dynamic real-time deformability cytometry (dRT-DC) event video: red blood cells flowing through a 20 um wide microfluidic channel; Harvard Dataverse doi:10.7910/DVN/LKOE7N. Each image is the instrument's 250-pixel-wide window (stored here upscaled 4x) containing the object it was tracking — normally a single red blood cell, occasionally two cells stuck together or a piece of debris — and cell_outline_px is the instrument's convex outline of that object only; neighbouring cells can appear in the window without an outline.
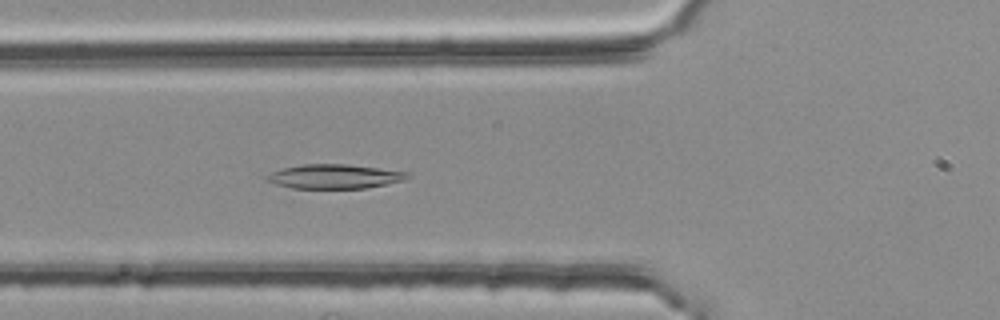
{"species": "common noctule bat (a hibernating species)", "species_latin": "Nyctalus noctula", "temperature_condition": "room temperature", "stored_images_in_passage": 48, "camera_frame_rate_fps": 3000, "um_per_image_px": 0.085, "animal": {"sex": "female", "body_mass_g": 25.1}, "frame": {"image": 1, "passage_image": 19, "time_ms": 6.0, "image_size_px": [1000, 320], "cell_outline_px": [[412, 176], [404, 180], [364, 188], [292, 188], [276, 184], [264, 180], [272, 172], [284, 168], [304, 164], [344, 164], [408, 172]], "centroid_in_image_um": [28.43, 15.0], "position_along_channel_um": 97.4, "area_um2": 19.54}}
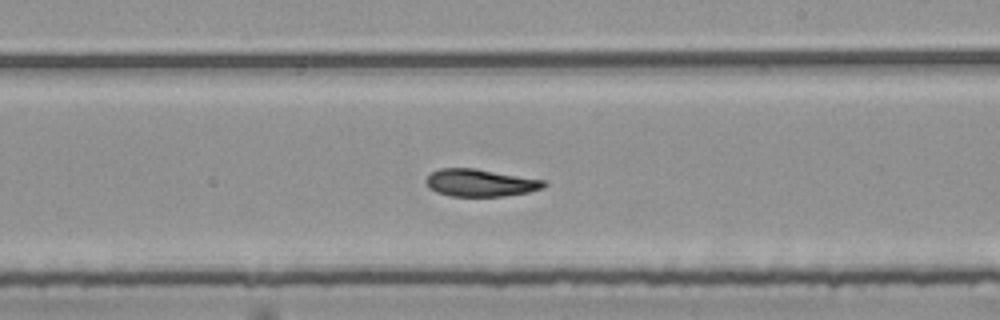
{"frame": {"image": 2, "passage_image": 31, "time_ms": 10.0, "image_size_px": [1000, 320], "cell_outline_px": [[548, 184], [544, 188], [528, 192], [504, 196], [452, 196], [436, 192], [424, 180], [432, 172], [440, 168], [476, 168], [544, 180]], "centroid_in_image_um": [40.86, 15.53], "position_along_channel_um": 248.1, "area_um2": 18.73}}
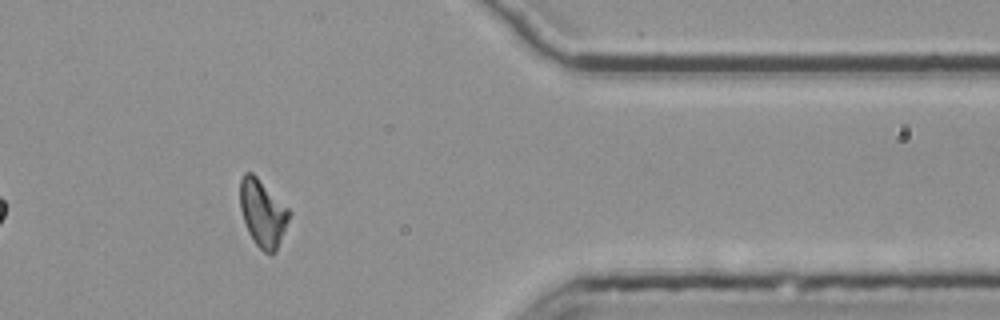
{"frame": {"image": 3, "passage_image": 44, "time_ms": 14.333, "image_size_px": [1000, 320], "cell_outline_px": [[292, 212], [276, 252], [264, 252], [256, 244], [248, 232], [240, 208], [240, 180], [244, 172], [252, 172]], "centroid_in_image_um": [22.33, 18.1], "position_along_channel_um": 389.1, "area_um2": 18.96}, "authors_computed_cell_mechanics": {"area_um2": 19.7098, "velocity_mm_per_s": 3.7647, "shape_relaxation_time_tau1_ms": 10.6067, "shape_relaxation_time_tau2_ms": 7.6509, "deformation_change_tau1": 0.2396, "deformation_change_tau2": 0.1437}}